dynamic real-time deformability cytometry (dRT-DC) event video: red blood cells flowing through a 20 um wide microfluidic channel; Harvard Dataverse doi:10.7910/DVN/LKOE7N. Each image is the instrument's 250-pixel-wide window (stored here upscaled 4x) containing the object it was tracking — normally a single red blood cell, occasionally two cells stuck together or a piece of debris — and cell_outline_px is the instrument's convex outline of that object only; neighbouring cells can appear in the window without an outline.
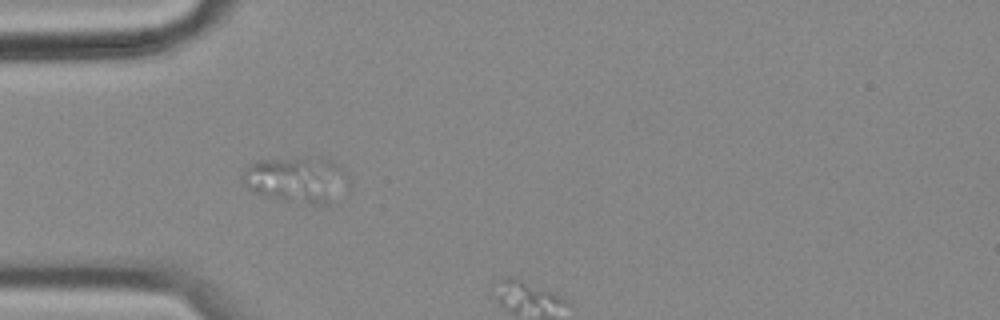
{"species": "common noctule bat (a hibernating species)", "species_latin": "Nyctalus noctula", "temperature_condition": "cold", "stored_images_in_passage": 18, "segment_of_instrument_passage": [2, 3], "camera_frame_rate_fps": 3000, "um_per_image_px": 0.085, "animal": {"sex": "female", "body_mass_g": 18.4}, "frame": {"image": 1, "passage_image": 16, "time_ms": 5.0, "image_size_px": [1000, 320], "cell_outline_px": [[352, 188], [348, 192], [328, 204], [304, 204], [280, 200], [264, 196], [248, 188], [240, 180], [240, 176], [244, 168], [248, 164], [256, 160], [300, 156], [320, 156], [336, 164], [348, 176], [352, 184]], "centroid_in_image_um": [25.26, 15.26], "position_along_channel_um": 59.7, "area_um2": 29.88}}